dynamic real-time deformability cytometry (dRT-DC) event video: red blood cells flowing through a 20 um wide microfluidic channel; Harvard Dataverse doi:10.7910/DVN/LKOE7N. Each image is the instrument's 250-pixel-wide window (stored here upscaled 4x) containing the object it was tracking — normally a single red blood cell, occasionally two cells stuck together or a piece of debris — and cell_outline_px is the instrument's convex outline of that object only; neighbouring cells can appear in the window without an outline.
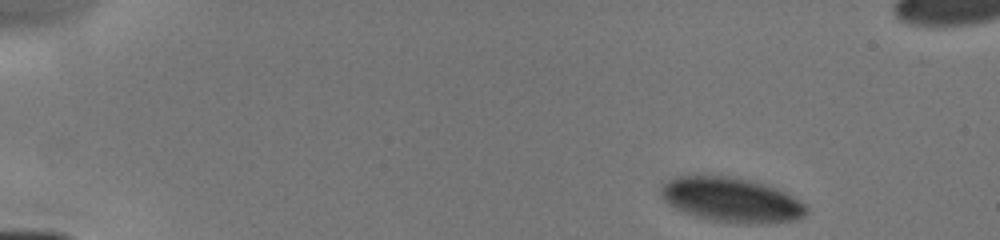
{"species": "human", "species_latin": "Homo sapiens", "temperature_condition": "cold", "stored_images_in_passage": 14, "camera_frame_rate_fps": 3000, "um_per_image_px": 0.085, "donor": {"sex": "male"}, "frame": {"image": 1, "passage_image": 1, "time_ms": 0.0, "image_size_px": [1000, 240], "cell_outline_px": [[808, 212], [804, 216], [796, 220], [768, 224], [748, 224], [708, 220], [684, 212], [668, 204], [660, 196], [660, 188], [668, 180], [676, 176], [736, 176], [752, 180], [776, 188], [800, 200], [808, 208]], "centroid_in_image_um": [62.19, 17.0], "position_along_channel_um": 22.8, "area_um2": 38.15}}
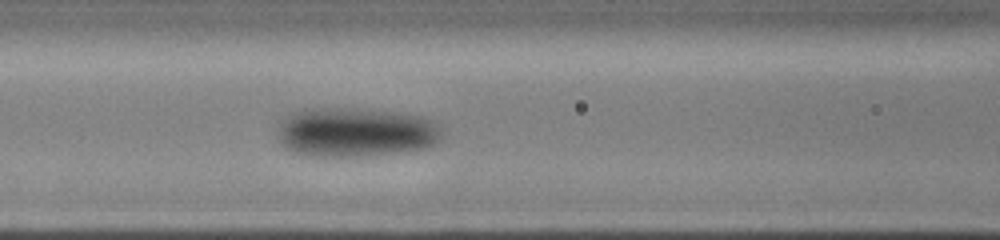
{"frame": {"image": 2, "passage_image": 14, "time_ms": 5.333, "image_size_px": [1000, 240], "cell_outline_px": [[444, 132], [440, 140], [432, 144], [420, 148], [392, 152], [360, 156], [320, 156], [296, 152], [288, 148], [280, 140], [280, 124], [288, 116], [304, 108], [344, 108], [400, 112], [420, 116], [436, 120]], "centroid_in_image_um": [30.3, 11.21], "position_along_channel_um": 136.3, "area_um2": 46.53}}